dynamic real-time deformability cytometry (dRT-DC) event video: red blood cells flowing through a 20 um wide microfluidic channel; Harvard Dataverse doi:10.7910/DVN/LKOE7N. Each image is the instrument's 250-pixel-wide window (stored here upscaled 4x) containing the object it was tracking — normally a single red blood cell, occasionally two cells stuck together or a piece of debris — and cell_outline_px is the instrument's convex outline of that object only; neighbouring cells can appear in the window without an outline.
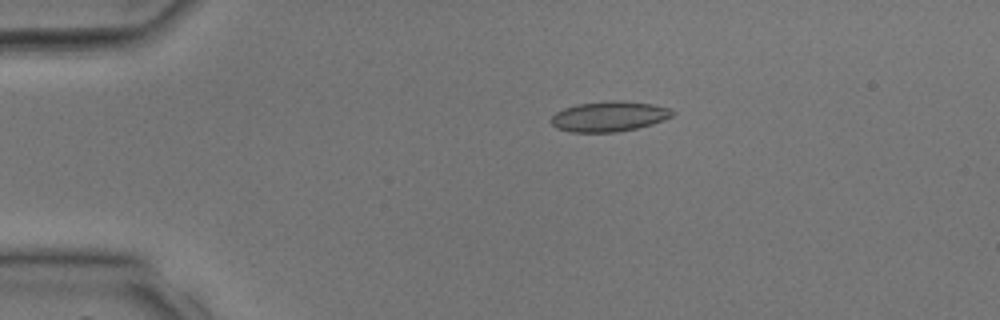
{"species": "common noctule bat (a hibernating species)", "species_latin": "Nyctalus noctula", "temperature_condition": "room temperature", "stored_images_in_passage": 37, "camera_frame_rate_fps": 3000, "um_per_image_px": 0.085, "animal": {"sex": "male", "body_mass_g": 17.9, "forearm_length_mm": 54.2}, "frame": {"image": 1, "passage_image": 7, "time_ms": 2.0, "image_size_px": [1000, 320], "cell_outline_px": [[676, 112], [672, 116], [664, 120], [652, 124], [636, 128], [616, 132], [572, 132], [556, 128], [548, 120], [556, 112], [564, 108], [576, 104], [612, 100], [616, 100], [652, 104], [668, 108]], "centroid_in_image_um": [51.75, 9.89], "position_along_channel_um": 33.3, "area_um2": 21.39}}
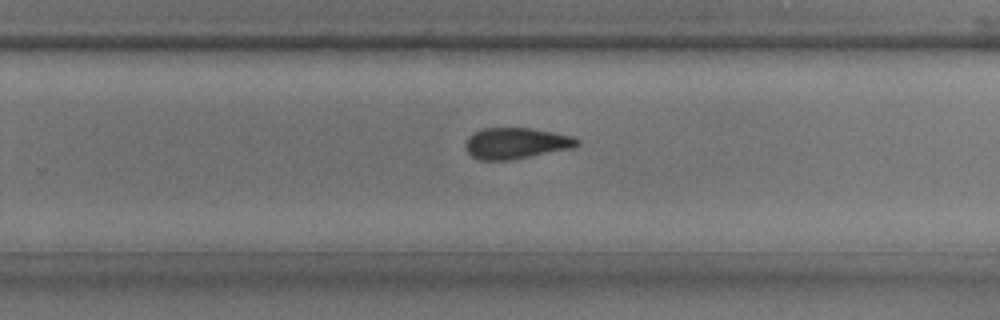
{"frame": {"image": 2, "passage_image": 24, "time_ms": 7.667, "image_size_px": [1000, 320], "cell_outline_px": [[580, 144], [572, 148], [512, 160], [476, 160], [464, 148], [464, 144], [468, 136], [484, 128], [532, 128], [572, 136], [580, 140]], "centroid_in_image_um": [43.85, 12.18], "position_along_channel_um": 286.0, "area_um2": 20.35}}
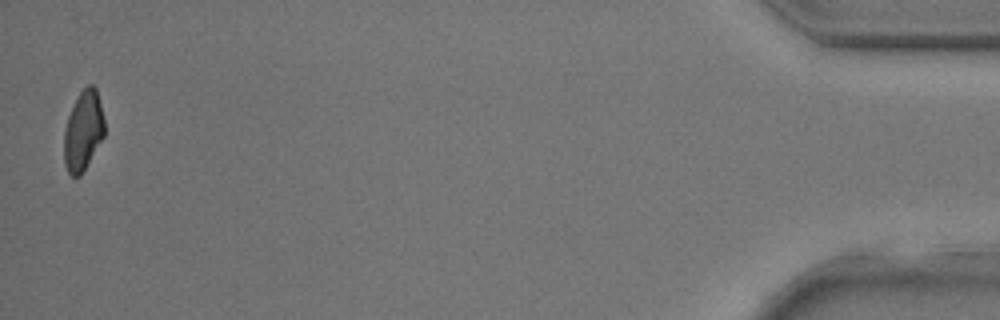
{"frame": {"image": 3, "passage_image": 37, "time_ms": 12.0, "image_size_px": [1000, 320], "cell_outline_px": [[104, 136], [80, 176], [72, 176], [68, 172], [64, 164], [64, 132], [68, 116], [80, 92], [88, 84], [92, 84], [96, 88], [104, 120]], "centroid_in_image_um": [7.07, 11.13], "position_along_channel_um": 428.1, "area_um2": 18.5}}